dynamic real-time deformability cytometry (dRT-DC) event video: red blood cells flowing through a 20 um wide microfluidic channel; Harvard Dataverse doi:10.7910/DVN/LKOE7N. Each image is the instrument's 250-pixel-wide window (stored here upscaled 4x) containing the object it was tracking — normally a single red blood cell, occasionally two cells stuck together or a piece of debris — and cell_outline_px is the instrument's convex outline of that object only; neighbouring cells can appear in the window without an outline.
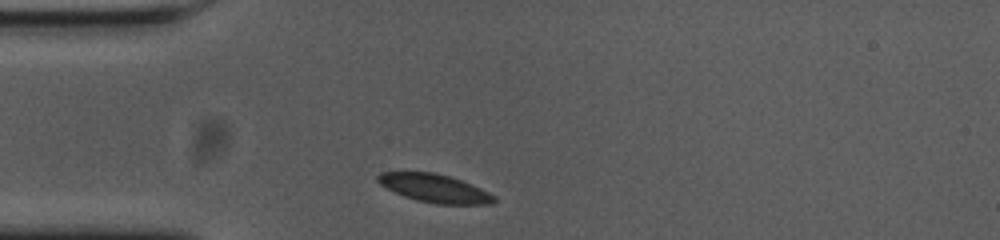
{"species": "common noctule bat (a hibernating species)", "species_latin": "Nyctalus noctula", "temperature_condition": "cold", "stored_images_in_passage": 32, "camera_frame_rate_fps": 3000, "um_per_image_px": 0.085, "animal": {"sex": "female", "body_mass_g": 23.0, "forearm_length_mm": 53.4}, "frame": {"image": 1, "passage_image": 1, "time_ms": 0.0, "image_size_px": [1000, 240], "cell_outline_px": [[496, 200], [492, 204], [436, 204], [416, 200], [404, 196], [380, 184], [376, 180], [376, 176], [380, 172], [432, 172], [448, 176], [460, 180], [480, 188], [496, 196]], "centroid_in_image_um": [36.93, 16.01], "position_along_channel_um": 48.1, "area_um2": 18.96}}
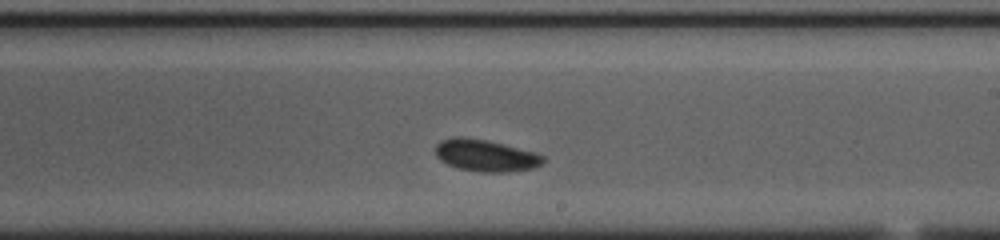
{"frame": {"image": 2, "passage_image": 19, "time_ms": 6.0, "image_size_px": [1000, 240], "cell_outline_px": [[544, 160], [540, 164], [532, 168], [508, 172], [480, 172], [460, 168], [448, 164], [440, 160], [436, 156], [436, 144], [440, 140], [488, 140], [536, 152], [544, 156]], "centroid_in_image_um": [41.34, 13.26], "position_along_channel_um": 247.7, "area_um2": 19.25}}
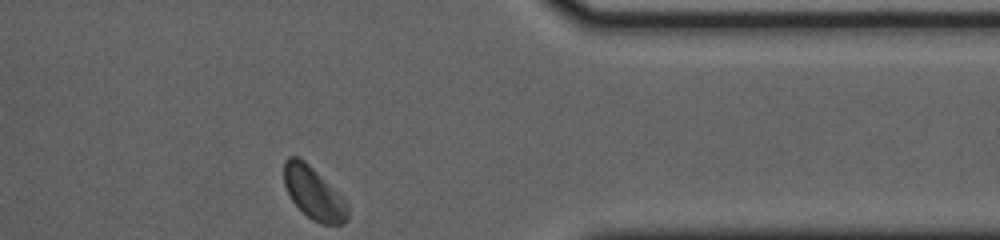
{"frame": {"image": 3, "passage_image": 32, "time_ms": 10.333, "image_size_px": [1000, 240], "cell_outline_px": [[348, 220], [344, 224], [320, 224], [312, 220], [292, 200], [284, 184], [284, 160], [288, 156], [300, 156], [348, 204]], "centroid_in_image_um": [26.65, 16.42], "position_along_channel_um": 384.8, "area_um2": 19.02}, "authors_computed_cell_mechanics": {"area_um2": 19.4786, "velocity_mm_per_s": 3.5476, "shape_relaxation_time_tau1_ms": 4.6358, "shape_relaxation_time_tau2_ms": null, "deformation_change_tau1": 0.0763, "deformation_change_tau2": null}}